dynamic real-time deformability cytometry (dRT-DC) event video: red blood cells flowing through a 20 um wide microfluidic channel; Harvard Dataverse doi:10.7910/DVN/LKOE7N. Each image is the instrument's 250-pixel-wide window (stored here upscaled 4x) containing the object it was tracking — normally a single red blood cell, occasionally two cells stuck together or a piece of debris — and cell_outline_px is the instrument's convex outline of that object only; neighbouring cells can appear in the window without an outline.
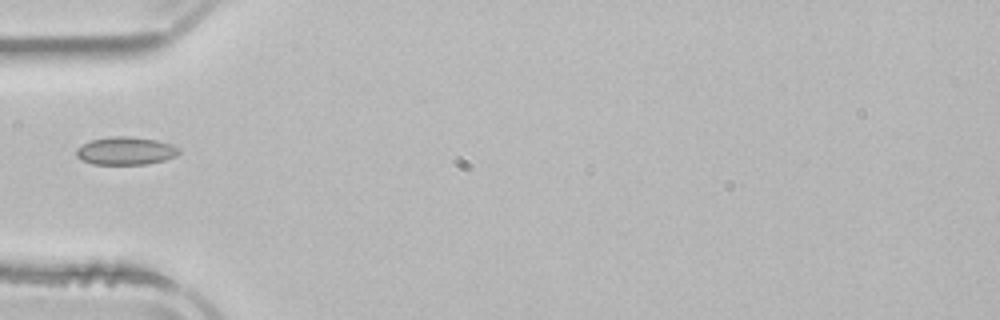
{"species": "common noctule bat (a hibernating species)", "species_latin": "Nyctalus noctula", "temperature_condition": "room temperature", "stored_images_in_passage": 3, "camera_frame_rate_fps": 3000, "um_per_image_px": 0.085, "animal": {"sex": "male", "body_mass_g": 21.5, "forearm_length_mm": 52.0}, "frame": {"image": 1, "passage_image": 3, "time_ms": 4.0, "image_size_px": [1000, 320], "cell_outline_px": [[180, 152], [176, 156], [164, 160], [148, 164], [92, 164], [80, 160], [76, 156], [76, 148], [92, 140], [112, 136], [128, 136], [156, 140], [172, 144], [180, 148]], "centroid_in_image_um": [10.69, 12.83], "position_along_channel_um": 74.3, "area_um2": 16.76}}